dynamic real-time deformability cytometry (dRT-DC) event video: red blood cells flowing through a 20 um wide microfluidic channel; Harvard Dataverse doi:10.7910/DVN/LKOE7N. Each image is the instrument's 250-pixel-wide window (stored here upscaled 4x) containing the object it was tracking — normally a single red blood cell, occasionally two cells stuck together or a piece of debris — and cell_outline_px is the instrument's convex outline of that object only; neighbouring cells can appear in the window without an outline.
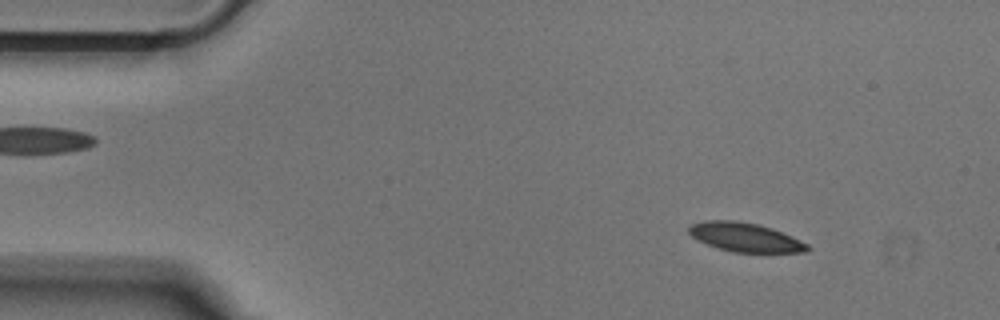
{"species": "Egyptian fruit bat (a non-hibernating species)", "species_latin": "Rousettus aegyptiacus", "temperature_condition": "cold", "stored_images_in_passage": 51, "camera_frame_rate_fps": 3000, "um_per_image_px": 0.085, "animal": {"sex": "male"}, "frame": {"image": 1, "passage_image": 6, "time_ms": 1.667, "image_size_px": [1000, 320], "cell_outline_px": [[812, 248], [808, 252], [732, 252], [708, 244], [692, 236], [688, 232], [688, 224], [704, 220], [736, 220], [756, 224], [772, 228], [792, 236], [808, 244]], "centroid_in_image_um": [63.35, 20.15], "position_along_channel_um": 21.7, "area_um2": 20.0}}
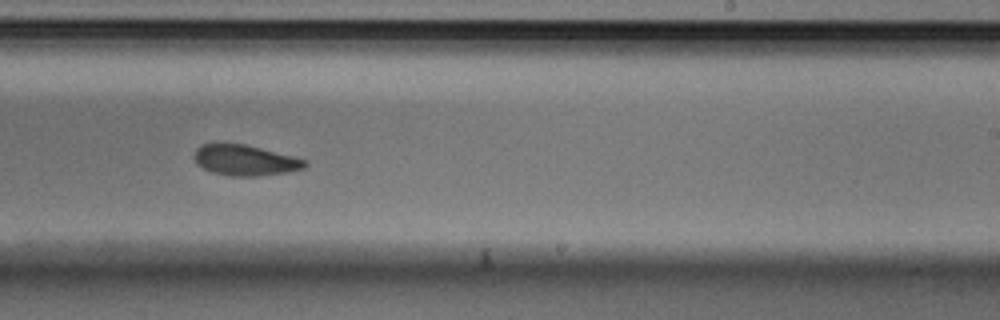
{"frame": {"image": 2, "passage_image": 31, "time_ms": 10.0, "image_size_px": [1000, 320], "cell_outline_px": [[308, 164], [304, 168], [284, 172], [260, 176], [228, 176], [212, 172], [196, 164], [192, 156], [196, 148], [200, 144], [244, 144], [308, 160]], "centroid_in_image_um": [20.79, 13.62], "position_along_channel_um": 268.2, "area_um2": 19.71}}
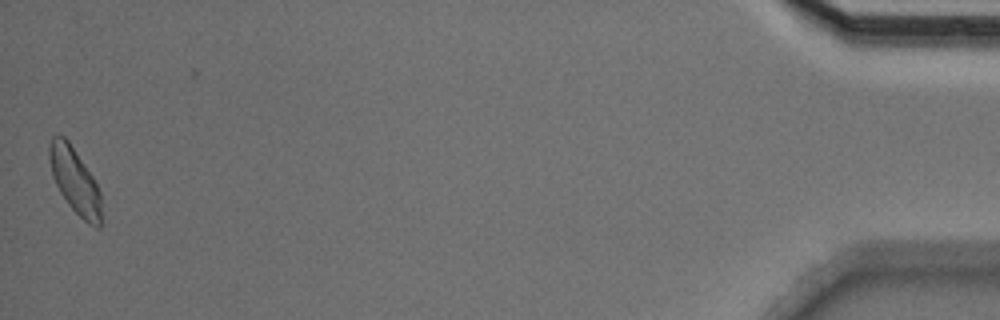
{"frame": {"image": 3, "passage_image": 51, "time_ms": 16.667, "image_size_px": [1000, 320], "cell_outline_px": [[100, 228], [96, 228], [88, 224], [68, 204], [60, 192], [52, 176], [48, 156], [48, 144], [52, 136], [64, 136], [68, 140], [92, 176], [100, 192]], "centroid_in_image_um": [6.33, 15.34], "position_along_channel_um": 428.9, "area_um2": 19.59}}